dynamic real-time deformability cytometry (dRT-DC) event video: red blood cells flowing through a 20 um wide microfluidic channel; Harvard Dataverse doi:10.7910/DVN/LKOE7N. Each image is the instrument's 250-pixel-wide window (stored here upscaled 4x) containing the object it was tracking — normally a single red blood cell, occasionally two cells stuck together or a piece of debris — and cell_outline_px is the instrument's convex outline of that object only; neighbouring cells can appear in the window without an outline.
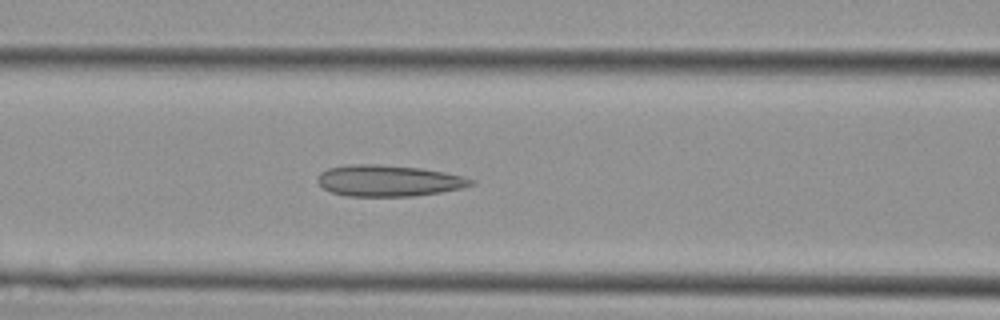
{"species": "Egyptian fruit bat (a non-hibernating species)", "species_latin": "Rousettus aegyptiacus", "temperature_condition": "cold", "stored_images_in_passage": 31, "camera_frame_rate_fps": 3000, "um_per_image_px": 0.085, "animal": {"sex": "female"}, "frame": {"image": 1, "passage_image": 8, "time_ms": 2.333, "image_size_px": [1000, 320], "cell_outline_px": [[476, 184], [460, 188], [440, 192], [412, 196], [348, 196], [332, 192], [324, 188], [316, 180], [320, 172], [328, 168], [348, 164], [376, 164], [420, 168], [444, 172], [476, 180]], "centroid_in_image_um": [33.01, 15.35], "position_along_channel_um": 133.6, "area_um2": 27.86}}
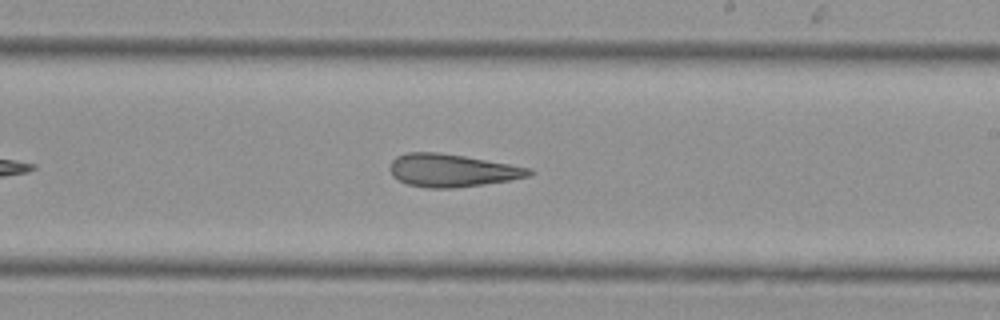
{"frame": {"image": 2, "passage_image": 15, "time_ms": 4.667, "image_size_px": [1000, 320], "cell_outline_px": [[536, 172], [528, 176], [508, 180], [484, 184], [452, 188], [428, 188], [408, 184], [392, 176], [388, 168], [392, 160], [396, 156], [408, 152], [436, 152], [464, 156], [532, 168]], "centroid_in_image_um": [38.4, 14.48], "position_along_channel_um": 250.6, "area_um2": 26.53}}
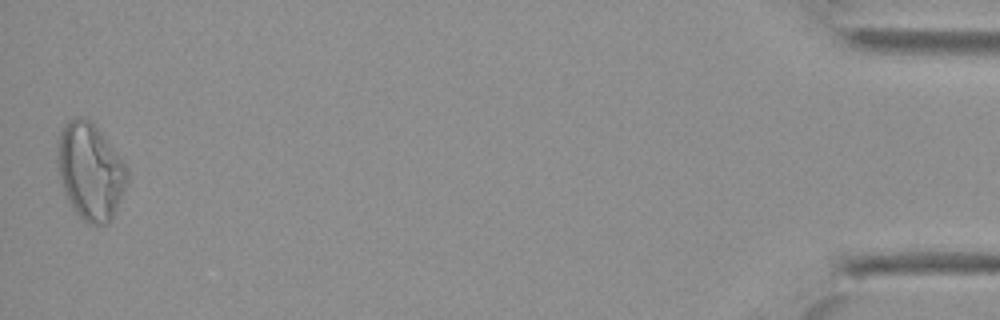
{"frame": {"image": 3, "passage_image": 31, "time_ms": 10.0, "image_size_px": [1000, 320], "cell_outline_px": [[128, 180], [112, 216], [108, 224], [88, 224], [76, 212], [68, 200], [64, 192], [56, 168], [56, 160], [60, 132], [64, 124], [68, 120], [76, 116], [80, 116], [88, 120], [100, 132], [128, 168]], "centroid_in_image_um": [7.64, 14.56], "position_along_channel_um": 427.6, "area_um2": 38.78}}